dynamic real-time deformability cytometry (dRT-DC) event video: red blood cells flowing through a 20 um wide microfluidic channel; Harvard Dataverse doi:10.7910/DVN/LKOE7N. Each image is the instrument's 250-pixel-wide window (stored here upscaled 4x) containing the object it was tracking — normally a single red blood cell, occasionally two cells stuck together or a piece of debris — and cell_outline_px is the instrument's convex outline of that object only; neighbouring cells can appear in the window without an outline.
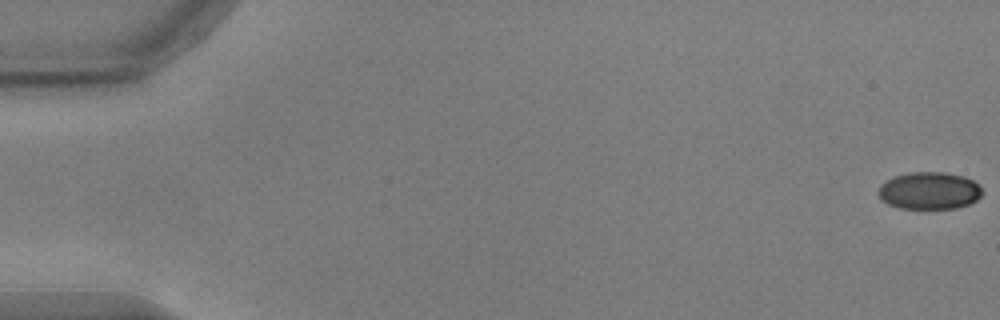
{"species": "common noctule bat (a hibernating species)", "species_latin": "Nyctalus noctula", "temperature_condition": "warm", "stored_images_in_passage": 51, "camera_frame_rate_fps": 3000, "um_per_image_px": 0.085, "animal": {"sex": "male", "body_mass_g": 17.9, "forearm_length_mm": 54.2}, "frame": {"image": 1, "passage_image": 1, "time_ms": 0.0, "image_size_px": [1000, 320], "cell_outline_px": [[984, 192], [976, 200], [968, 204], [956, 208], [900, 208], [888, 204], [880, 200], [876, 192], [880, 184], [896, 176], [908, 172], [944, 172], [964, 176], [972, 180]], "centroid_in_image_um": [78.95, 16.2], "position_along_channel_um": 6.0, "area_um2": 22.6}}
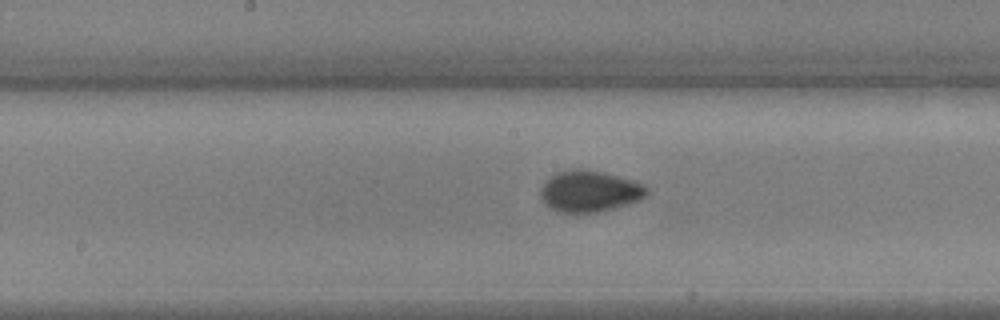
{"frame": {"image": 2, "passage_image": 29, "time_ms": 9.333, "image_size_px": [1000, 320], "cell_outline_px": [[648, 196], [640, 200], [612, 208], [596, 212], [576, 216], [560, 212], [548, 208], [540, 200], [540, 192], [544, 184], [556, 172], [568, 168], [584, 168], [632, 180], [648, 188]], "centroid_in_image_um": [50.05, 16.29], "position_along_channel_um": 198.1, "area_um2": 26.01}}
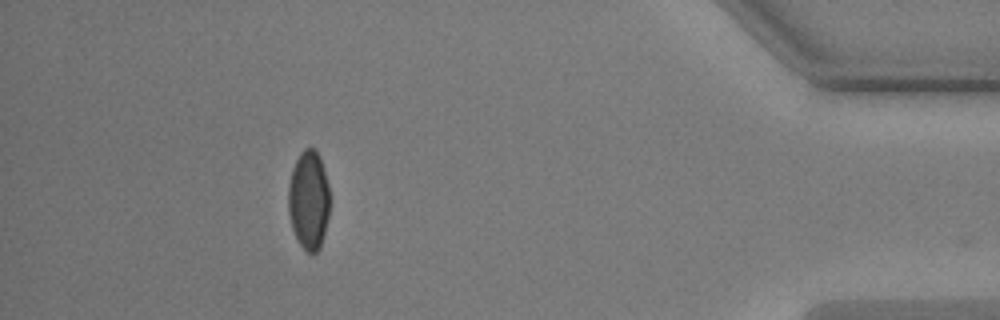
{"frame": {"image": 3, "passage_image": 50, "time_ms": 16.333, "image_size_px": [1000, 320], "cell_outline_px": [[328, 216], [320, 248], [312, 256], [300, 244], [292, 228], [288, 212], [288, 184], [292, 168], [300, 152], [304, 148], [316, 148], [320, 156], [328, 184]], "centroid_in_image_um": [26.22, 16.98], "position_along_channel_um": 409.0, "area_um2": 23.93}, "authors_computed_cell_mechanics": {"area_um2": 24.3916, "velocity_mm_per_s": 3.7394, "shape_relaxation_time_tau1_ms": 4.4586, "shape_relaxation_time_tau2_ms": null, "deformation_change_tau1": 0.12, "deformation_change_tau2": null}}